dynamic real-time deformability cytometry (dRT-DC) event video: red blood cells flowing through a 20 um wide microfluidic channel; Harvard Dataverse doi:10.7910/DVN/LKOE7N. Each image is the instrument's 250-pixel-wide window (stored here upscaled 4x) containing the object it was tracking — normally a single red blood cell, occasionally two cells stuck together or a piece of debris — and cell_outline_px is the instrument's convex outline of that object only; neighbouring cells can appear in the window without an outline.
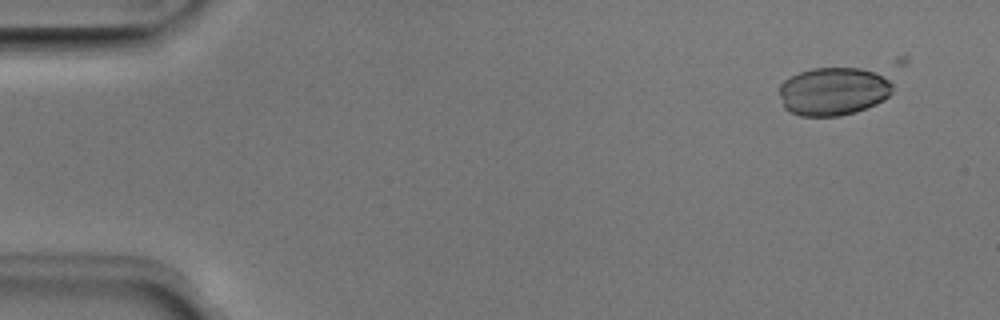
{"species": "Egyptian fruit bat (a non-hibernating species)", "species_latin": "Rousettus aegyptiacus", "temperature_condition": "room temperature", "stored_images_in_passage": 8, "segment_of_instrument_passage": [2, 2], "camera_frame_rate_fps": 3000, "um_per_image_px": 0.085, "animal": {"sex": "male"}, "frame": {"image": 1, "passage_image": 8, "time_ms": 2.333, "image_size_px": [1000, 320], "cell_outline_px": [[892, 92], [884, 100], [876, 104], [856, 112], [840, 116], [800, 116], [784, 108], [780, 96], [780, 84], [784, 80], [800, 72], [812, 68], [860, 68], [876, 72], [888, 80], [892, 84]], "centroid_in_image_um": [70.83, 7.77], "position_along_channel_um": 14.2, "area_um2": 31.79}}